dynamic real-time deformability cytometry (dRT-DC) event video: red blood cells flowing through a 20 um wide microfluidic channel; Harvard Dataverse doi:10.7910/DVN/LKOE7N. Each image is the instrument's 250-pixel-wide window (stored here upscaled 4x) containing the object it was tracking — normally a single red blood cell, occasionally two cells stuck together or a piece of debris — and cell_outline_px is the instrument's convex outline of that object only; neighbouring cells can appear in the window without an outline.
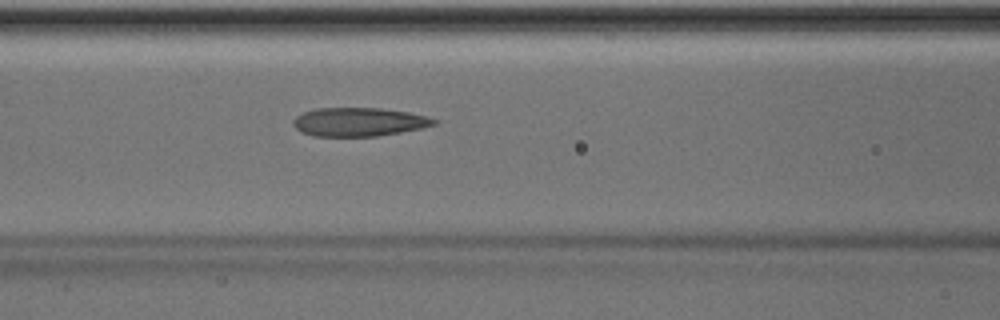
{"species": "Egyptian fruit bat (a non-hibernating species)", "species_latin": "Rousettus aegyptiacus", "temperature_condition": "room temperature", "stored_images_in_passage": 35, "camera_frame_rate_fps": 3000, "um_per_image_px": 0.085, "animal": {"sex": "male"}, "frame": {"image": 1, "passage_image": 6, "time_ms": 1.667, "image_size_px": [1000, 320], "cell_outline_px": [[440, 120], [436, 124], [424, 128], [376, 136], [312, 136], [300, 132], [292, 124], [292, 120], [296, 116], [304, 112], [316, 108], [380, 108], [408, 112]], "centroid_in_image_um": [30.49, 10.36], "position_along_channel_um": 136.1, "area_um2": 23.58}, "authors_computed_cell_mechanics": {"area_um2": 23.5824, "velocity_mm_per_s": 4.0435, "shape_relaxation_time_tau1_ms": 10.2908, "shape_relaxation_time_tau2_ms": 2.2399, "deformation_change_tau1": 0.257, "deformation_change_tau2": 0.1072}}